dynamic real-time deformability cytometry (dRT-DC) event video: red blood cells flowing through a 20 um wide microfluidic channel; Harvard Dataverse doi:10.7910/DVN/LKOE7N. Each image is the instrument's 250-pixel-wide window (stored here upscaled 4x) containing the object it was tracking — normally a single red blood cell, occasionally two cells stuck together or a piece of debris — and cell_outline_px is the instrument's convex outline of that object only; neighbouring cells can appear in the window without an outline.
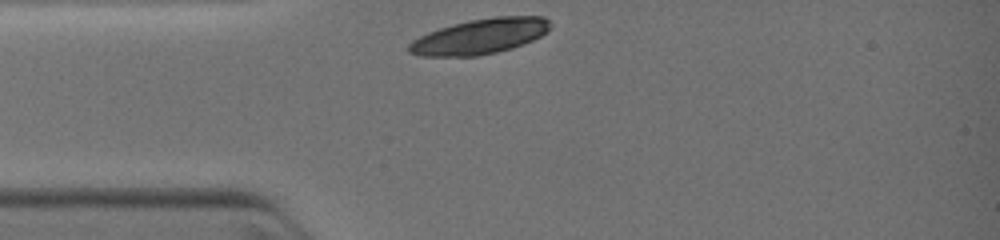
{"species": "common noctule bat (a hibernating species)", "species_latin": "Nyctalus noctula", "temperature_condition": "warm", "stored_images_in_passage": 10, "camera_frame_rate_fps": 3000, "um_per_image_px": 0.085, "animal": {"sex": "female", "body_mass_g": 19.0, "forearm_length_mm": 51.5}, "frame": {"image": 1, "passage_image": 1, "time_ms": 0.0, "image_size_px": [1000, 240], "cell_outline_px": [[552, 24], [548, 32], [532, 40], [512, 48], [496, 52], [476, 56], [420, 56], [408, 52], [408, 44], [412, 40], [428, 32], [452, 24], [468, 20], [496, 16], [544, 16]], "centroid_in_image_um": [40.8, 3.08], "position_along_channel_um": 44.2, "area_um2": 29.13}}
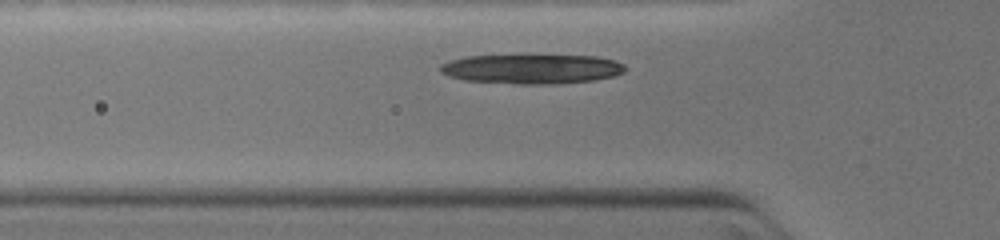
{"frame": {"image": 2, "passage_image": 6, "time_ms": 1.0, "image_size_px": [1000, 240], "cell_outline_px": [[628, 68], [624, 72], [612, 76], [596, 80], [556, 84], [516, 84], [464, 80], [448, 76], [440, 72], [440, 64], [448, 60], [468, 56], [524, 52], [596, 56], [616, 60], [624, 64]], "centroid_in_image_um": [45.2, 5.8], "position_along_channel_um": 80.6, "area_um2": 33.76}}
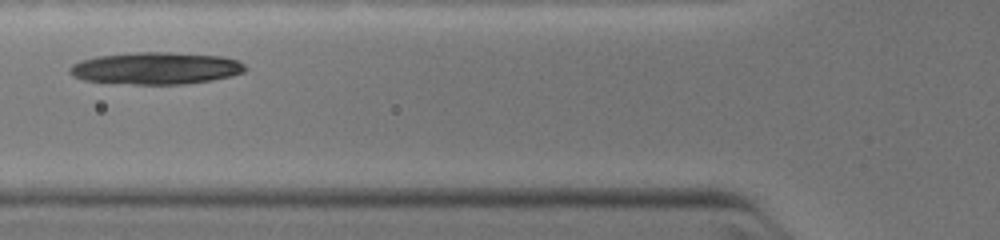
{"frame": {"image": 3, "passage_image": 9, "time_ms": 1.667, "image_size_px": [1000, 240], "cell_outline_px": [[244, 72], [212, 80], [184, 84], [132, 84], [84, 80], [72, 76], [68, 72], [68, 68], [72, 64], [80, 60], [100, 56], [136, 52], [168, 52], [224, 56], [236, 60], [244, 64]], "centroid_in_image_um": [13.21, 5.8], "position_along_channel_um": 112.6, "area_um2": 32.66}}